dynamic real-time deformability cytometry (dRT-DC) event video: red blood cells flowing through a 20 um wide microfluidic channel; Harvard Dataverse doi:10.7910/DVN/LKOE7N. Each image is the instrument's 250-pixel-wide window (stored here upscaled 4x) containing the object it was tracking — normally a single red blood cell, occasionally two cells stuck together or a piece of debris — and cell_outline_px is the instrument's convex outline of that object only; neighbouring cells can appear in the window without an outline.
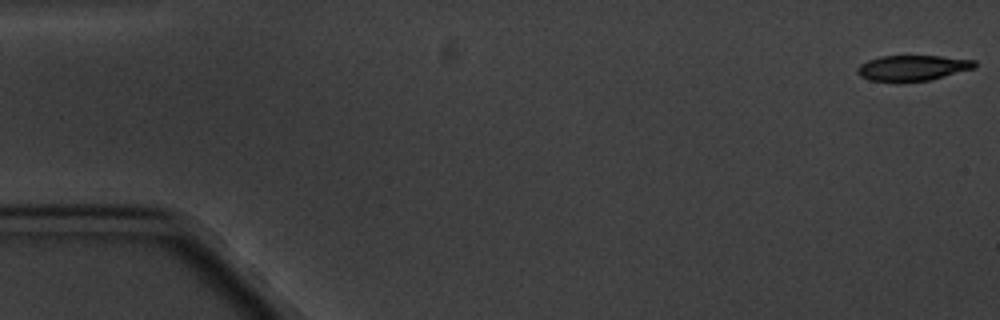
{"species": "common noctule bat (a hibernating species)", "species_latin": "Nyctalus noctula", "temperature_condition": "cold", "stored_images_in_passage": 17, "camera_frame_rate_fps": 3000, "um_per_image_px": 0.085, "animal": {"sex": "male", "body_mass_g": 20.1, "forearm_length_mm": 53.5}, "frame": {"image": 1, "passage_image": 1, "time_ms": 0.0, "image_size_px": [1000, 320], "cell_outline_px": [[976, 68], [928, 80], [900, 84], [896, 84], [868, 80], [860, 76], [856, 72], [856, 68], [860, 64], [868, 60], [880, 56], [940, 56], [976, 60]], "centroid_in_image_um": [77.51, 5.81], "position_along_channel_um": 7.5, "area_um2": 18.03}}
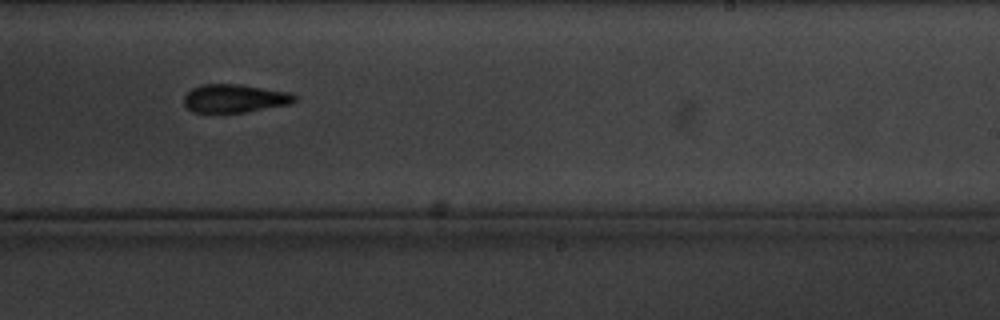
{"frame": {"image": 2, "passage_image": 11, "time_ms": 11.667, "image_size_px": [1000, 320], "cell_outline_px": [[296, 100], [288, 104], [244, 112], [216, 116], [192, 112], [184, 104], [184, 96], [192, 88], [200, 84], [240, 84], [288, 92], [296, 96]], "centroid_in_image_um": [19.85, 8.4], "position_along_channel_um": 269.2, "area_um2": 18.79}}
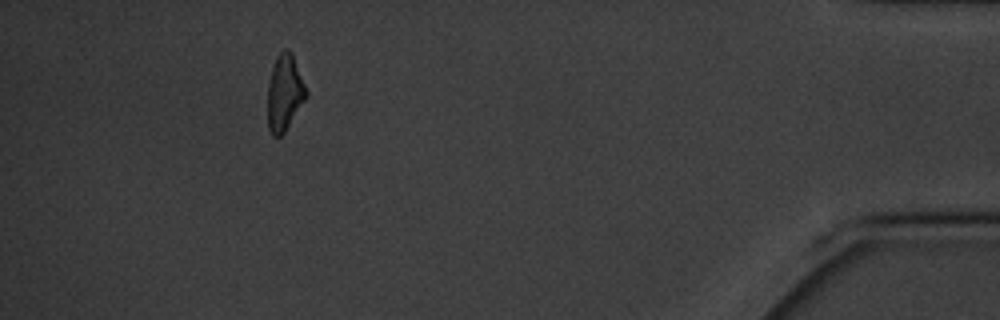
{"frame": {"image": 3, "passage_image": 16, "time_ms": 17.667, "image_size_px": [1000, 320], "cell_outline_px": [[308, 96], [284, 132], [280, 136], [272, 136], [268, 128], [268, 84], [272, 68], [276, 56], [284, 48], [288, 48], [292, 52], [308, 92]], "centroid_in_image_um": [24.2, 7.86], "position_along_channel_um": 411.0, "area_um2": 17.17}, "authors_computed_cell_mechanics": {"area_um2": 18.785, "velocity_mm_per_s": 3.3596, "shape_relaxation_time_tau1_ms": 4.3723, "shape_relaxation_time_tau2_ms": 3.1851, "deformation_change_tau1": 0.1429, "deformation_change_tau2": 0.102}}